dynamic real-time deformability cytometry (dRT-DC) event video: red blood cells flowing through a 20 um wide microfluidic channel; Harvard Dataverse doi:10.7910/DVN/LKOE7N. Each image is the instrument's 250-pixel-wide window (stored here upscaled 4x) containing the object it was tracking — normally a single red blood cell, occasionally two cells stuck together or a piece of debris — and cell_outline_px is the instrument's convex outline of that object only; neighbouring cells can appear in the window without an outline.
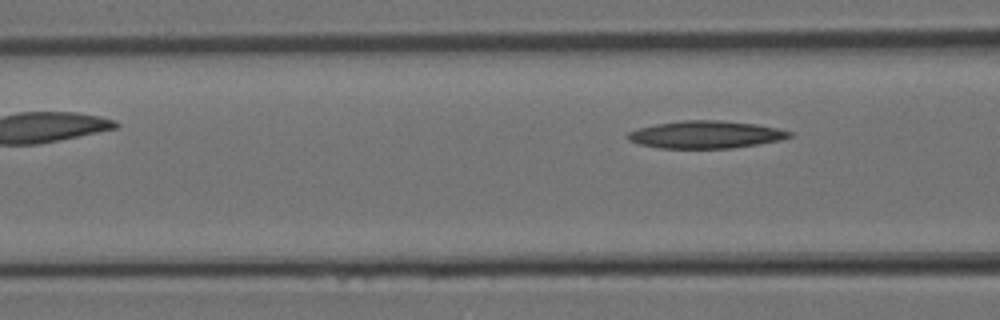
{"species": "Egyptian fruit bat (a non-hibernating species)", "species_latin": "Rousettus aegyptiacus", "temperature_condition": "room temperature", "stored_images_in_passage": 10, "segment_of_instrument_passage": [2, 2], "camera_frame_rate_fps": 3000, "um_per_image_px": 0.085, "animal": {"sex": "female"}, "frame": {"image": 1, "passage_image": 10, "time_ms": 3.0, "image_size_px": [1000, 320], "cell_outline_px": [[792, 136], [780, 140], [732, 148], [660, 148], [640, 144], [628, 140], [624, 136], [628, 132], [640, 128], [656, 124], [684, 120], [720, 120], [756, 124], [776, 128], [792, 132]], "centroid_in_image_um": [59.96, 11.44], "position_along_channel_um": 106.6, "area_um2": 25.72}}